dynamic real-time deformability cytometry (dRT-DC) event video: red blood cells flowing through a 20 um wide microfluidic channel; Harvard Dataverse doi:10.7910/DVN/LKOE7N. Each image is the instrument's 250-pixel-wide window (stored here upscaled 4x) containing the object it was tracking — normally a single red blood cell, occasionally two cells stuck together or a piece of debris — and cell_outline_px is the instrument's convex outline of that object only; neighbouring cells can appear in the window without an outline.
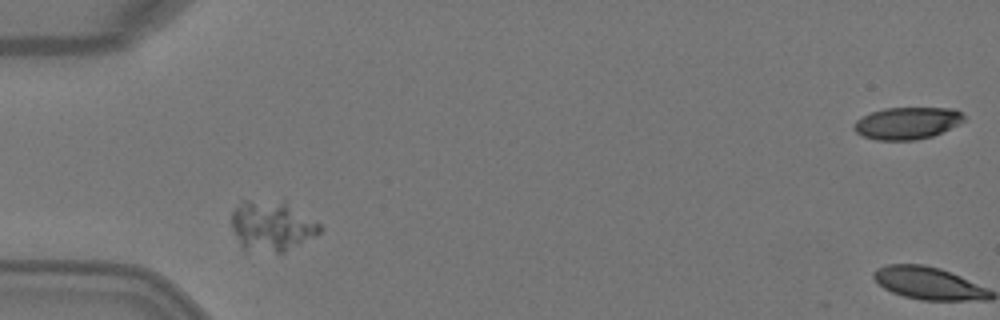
{"species": "Egyptian fruit bat (a non-hibernating species)", "species_latin": "Rousettus aegyptiacus", "temperature_condition": "warm", "stored_images_in_passage": 6, "camera_frame_rate_fps": 3000, "um_per_image_px": 0.085, "animal": {"sex": "female"}, "frame": {"image": 1, "passage_image": 1, "time_ms": 0.0, "image_size_px": [1000, 320], "cell_outline_px": [[320, 232], [284, 252], [244, 252], [240, 248], [232, 228], [232, 212], [240, 200], [284, 200], [320, 224]], "centroid_in_image_um": [23.03, 19.2], "position_along_channel_um": 62.0, "area_um2": 26.13}}
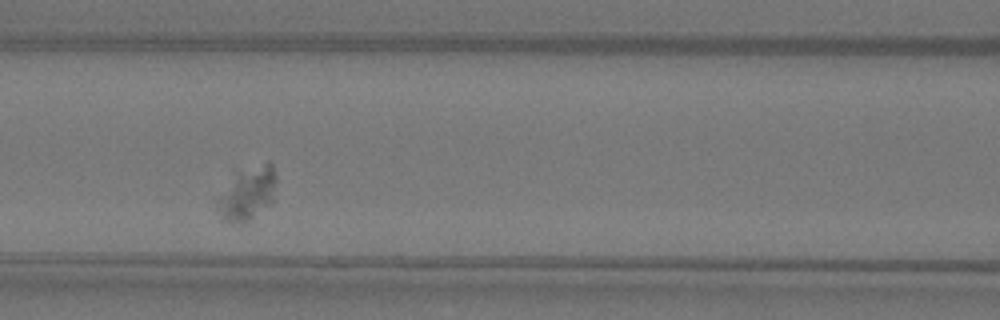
{"frame": {"image": 2, "passage_image": 3, "time_ms": 0.667, "image_size_px": [1000, 320], "cell_outline_px": [[276, 180], [272, 200], [268, 204], [248, 220], [240, 224], [224, 220], [220, 216], [216, 204], [216, 200], [240, 176], [268, 160], [272, 164]], "centroid_in_image_um": [21.07, 16.53], "position_along_channel_um": 145.5, "area_um2": 16.59}}
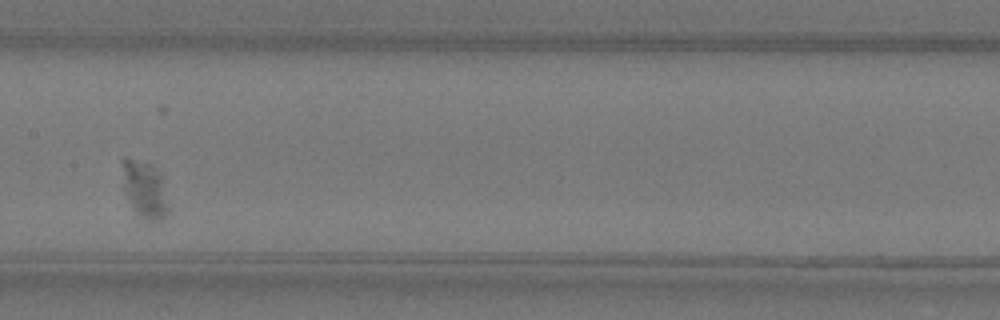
{"frame": {"image": 3, "passage_image": 4, "time_ms": 1.0, "image_size_px": [1000, 320], "cell_outline_px": [[168, 212], [164, 216], [148, 224], [136, 212], [128, 196], [124, 184], [124, 156], [128, 156], [148, 164], [160, 176], [168, 208]], "centroid_in_image_um": [12.3, 16.14], "position_along_channel_um": 195.1, "area_um2": 14.33}}